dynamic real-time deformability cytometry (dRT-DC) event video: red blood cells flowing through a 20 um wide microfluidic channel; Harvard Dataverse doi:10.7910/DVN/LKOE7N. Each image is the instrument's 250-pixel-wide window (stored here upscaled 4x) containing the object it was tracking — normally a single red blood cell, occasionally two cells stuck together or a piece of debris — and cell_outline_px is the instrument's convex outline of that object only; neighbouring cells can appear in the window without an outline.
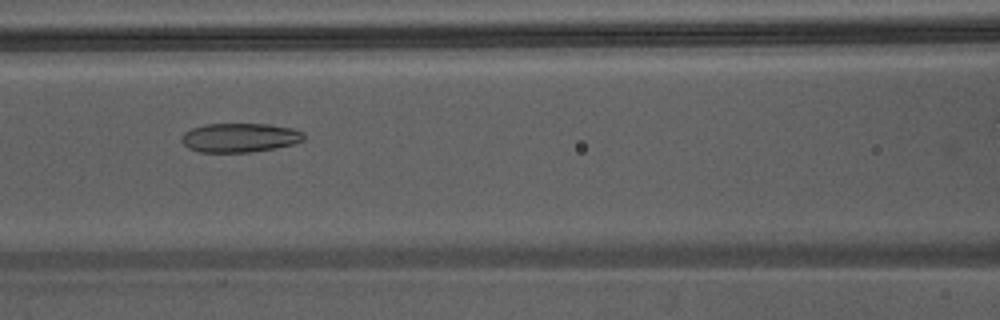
{"species": "Egyptian fruit bat (a non-hibernating species)", "species_latin": "Rousettus aegyptiacus", "temperature_condition": "warm", "stored_images_in_passage": 28, "camera_frame_rate_fps": 3000, "um_per_image_px": 0.085, "animal": {"sex": "male"}, "frame": {"image": 1, "passage_image": 9, "time_ms": 2.667, "image_size_px": [1000, 320], "cell_outline_px": [[304, 140], [292, 144], [276, 148], [252, 152], [200, 152], [188, 148], [180, 140], [180, 136], [184, 132], [192, 128], [204, 124], [272, 124], [292, 128], [304, 132]], "centroid_in_image_um": [20.37, 11.7], "position_along_channel_um": 146.2, "area_um2": 20.92}}
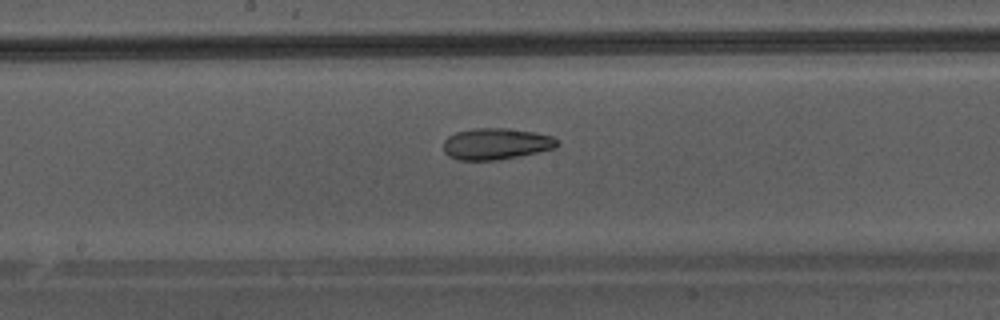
{"frame": {"image": 2, "passage_image": 13, "time_ms": 4.0, "image_size_px": [1000, 320], "cell_outline_px": [[560, 144], [552, 148], [536, 152], [496, 160], [460, 160], [448, 156], [444, 152], [444, 140], [448, 136], [456, 132], [472, 128], [504, 128], [536, 132], [552, 136]], "centroid_in_image_um": [42.12, 12.21], "position_along_channel_um": 206.1, "area_um2": 20.63}}
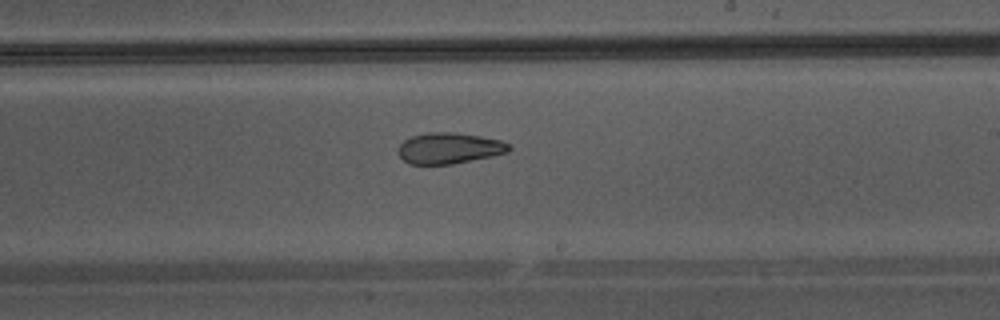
{"frame": {"image": 3, "passage_image": 16, "time_ms": 5.0, "image_size_px": [1000, 320], "cell_outline_px": [[512, 148], [508, 152], [492, 156], [452, 164], [408, 164], [396, 152], [396, 148], [404, 140], [412, 136], [428, 132], [452, 132], [480, 136], [500, 140], [508, 144]], "centroid_in_image_um": [38.14, 12.6], "position_along_channel_um": 250.9, "area_um2": 20.06}}